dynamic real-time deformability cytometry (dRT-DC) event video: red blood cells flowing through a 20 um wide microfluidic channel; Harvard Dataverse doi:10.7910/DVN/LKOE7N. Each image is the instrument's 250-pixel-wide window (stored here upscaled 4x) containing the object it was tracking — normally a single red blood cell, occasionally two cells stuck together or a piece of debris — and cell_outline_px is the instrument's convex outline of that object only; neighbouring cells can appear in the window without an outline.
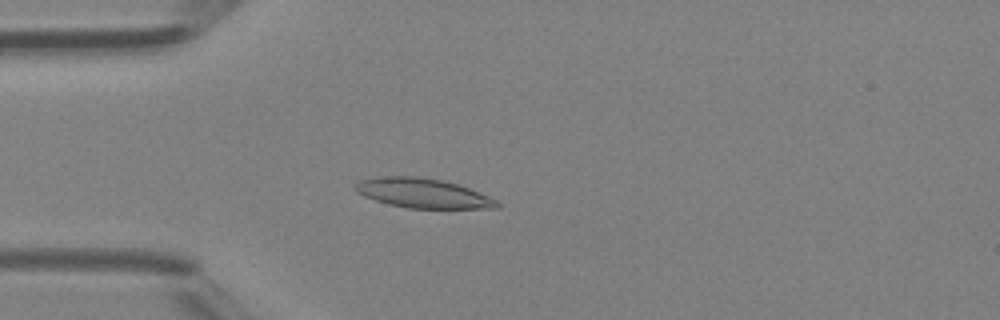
{"species": "Egyptian fruit bat (a non-hibernating species)", "species_latin": "Rousettus aegyptiacus", "temperature_condition": "room temperature", "stored_images_in_passage": 46, "camera_frame_rate_fps": 3000, "um_per_image_px": 0.085, "animal": {"sex": "female"}, "frame": {"image": 1, "passage_image": 12, "time_ms": 3.667, "image_size_px": [1000, 320], "cell_outline_px": [[500, 208], [408, 208], [388, 204], [364, 196], [356, 192], [356, 184], [360, 180], [376, 176], [412, 176], [440, 180], [460, 184], [488, 196], [496, 200], [500, 204]], "centroid_in_image_um": [35.94, 16.42], "position_along_channel_um": 49.1, "area_um2": 24.28}}
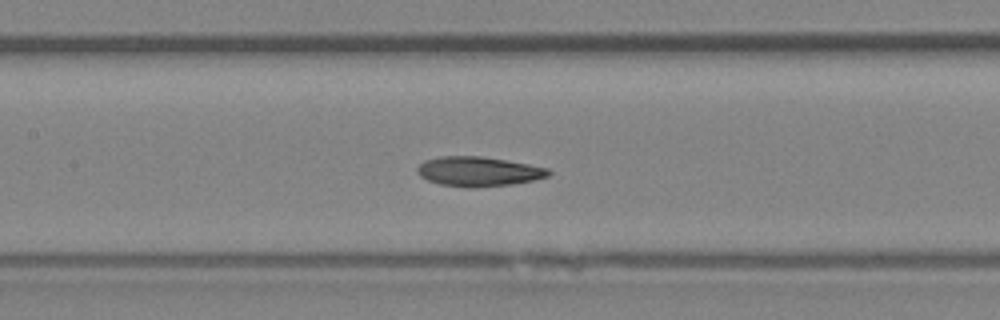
{"frame": {"image": 2, "passage_image": 21, "time_ms": 6.667, "image_size_px": [1000, 320], "cell_outline_px": [[552, 172], [548, 176], [532, 180], [512, 184], [476, 188], [468, 188], [440, 184], [428, 180], [420, 176], [416, 172], [416, 168], [424, 160], [440, 156], [480, 156], [528, 164], [548, 168]], "centroid_in_image_um": [40.64, 14.58], "position_along_channel_um": 166.8, "area_um2": 22.66}}
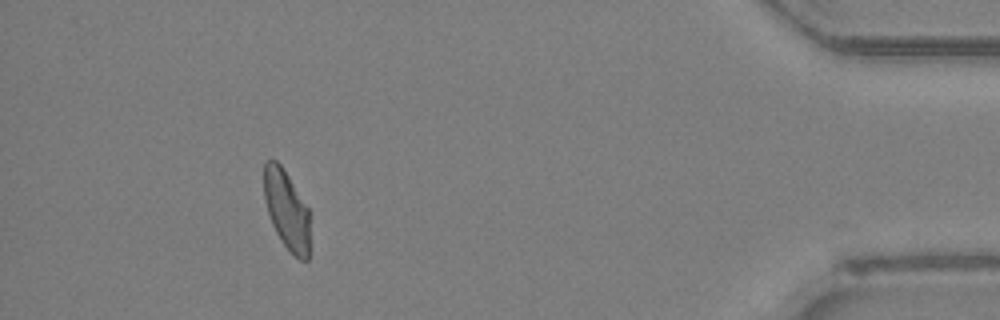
{"frame": {"image": 3, "passage_image": 42, "time_ms": 13.667, "image_size_px": [1000, 320], "cell_outline_px": [[308, 260], [300, 260], [280, 240], [272, 224], [264, 200], [264, 164], [268, 160], [276, 160], [280, 164], [288, 176], [308, 208]], "centroid_in_image_um": [24.33, 17.81], "position_along_channel_um": 410.9, "area_um2": 20.63}, "authors_computed_cell_mechanics": {"area_um2": 22.6287, "velocity_mm_per_s": 4.3527, "shape_relaxation_time_tau1_ms": 7.7738, "shape_relaxation_time_tau2_ms": 1.9541, "deformation_change_tau1": 0.1914, "deformation_change_tau2": 0.0786}}